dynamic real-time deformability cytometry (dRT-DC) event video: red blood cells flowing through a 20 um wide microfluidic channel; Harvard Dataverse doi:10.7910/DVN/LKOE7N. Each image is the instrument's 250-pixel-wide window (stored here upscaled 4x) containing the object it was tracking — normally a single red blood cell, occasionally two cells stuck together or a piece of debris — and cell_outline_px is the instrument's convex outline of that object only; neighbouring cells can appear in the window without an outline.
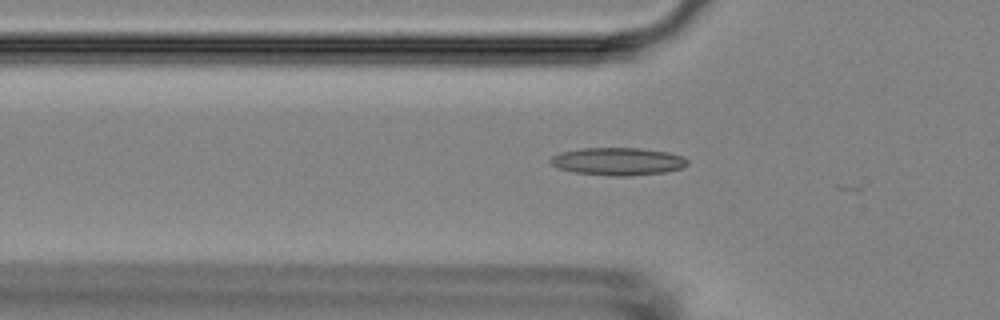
{"species": "Egyptian fruit bat (a non-hibernating species)", "species_latin": "Rousettus aegyptiacus", "temperature_condition": "room temperature", "stored_images_in_passage": 23, "camera_frame_rate_fps": 3000, "um_per_image_px": 0.085, "animal": {"sex": "female"}, "frame": {"image": 1, "passage_image": 9, "time_ms": 2.667, "image_size_px": [1000, 320], "cell_outline_px": [[688, 164], [680, 168], [664, 172], [628, 176], [612, 176], [576, 172], [556, 168], [548, 160], [552, 156], [560, 152], [580, 148], [640, 148], [668, 152], [684, 156], [688, 160]], "centroid_in_image_um": [52.5, 13.71], "position_along_channel_um": 73.3, "area_um2": 22.14}}
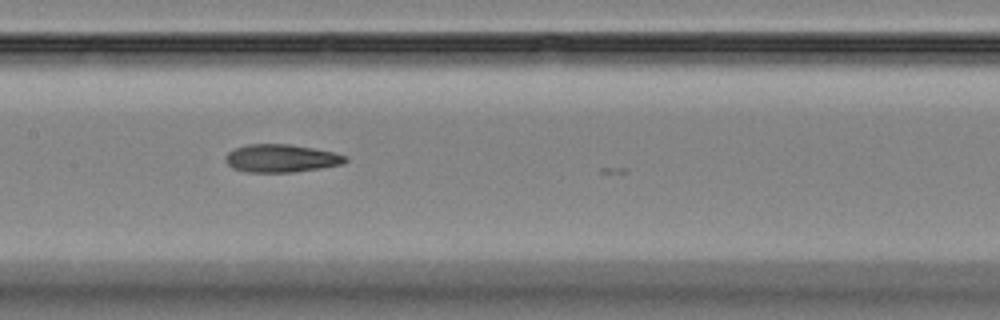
{"frame": {"image": 2, "passage_image": 18, "time_ms": 5.667, "image_size_px": [1000, 320], "cell_outline_px": [[348, 160], [344, 164], [320, 168], [292, 172], [248, 172], [232, 168], [224, 160], [228, 152], [236, 148], [248, 144], [288, 144], [312, 148], [332, 152], [348, 156]], "centroid_in_image_um": [23.91, 13.46], "position_along_channel_um": 183.5, "area_um2": 19.42}}
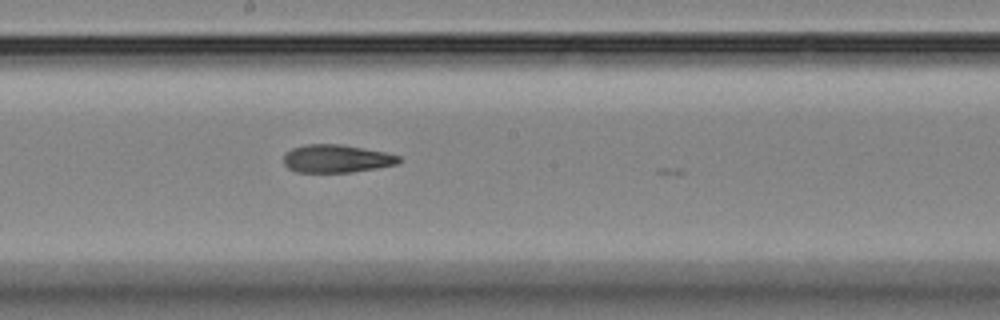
{"frame": {"image": 3, "passage_image": 21, "time_ms": 6.667, "image_size_px": [1000, 320], "cell_outline_px": [[400, 160], [396, 164], [376, 168], [352, 172], [296, 172], [288, 168], [284, 164], [284, 152], [292, 148], [304, 144], [340, 144], [384, 152], [400, 156]], "centroid_in_image_um": [28.55, 13.48], "position_along_channel_um": 219.7, "area_um2": 18.73}}